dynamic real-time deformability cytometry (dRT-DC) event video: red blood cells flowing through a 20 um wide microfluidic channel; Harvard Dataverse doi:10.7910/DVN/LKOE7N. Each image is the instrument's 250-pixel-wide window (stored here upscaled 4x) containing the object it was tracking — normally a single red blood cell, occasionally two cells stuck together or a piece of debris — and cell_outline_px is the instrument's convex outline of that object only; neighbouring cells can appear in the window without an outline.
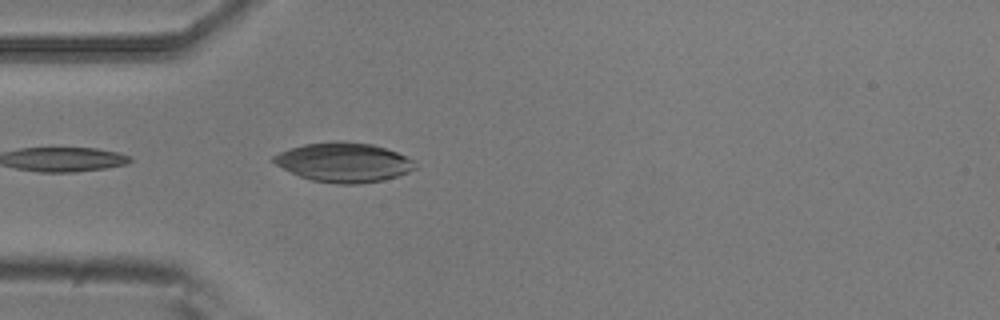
{"species": "common noctule bat (a hibernating species)", "species_latin": "Nyctalus noctula", "temperature_condition": "room temperature", "stored_images_in_passage": 5, "camera_frame_rate_fps": 3000, "um_per_image_px": 0.085, "animal": {"sex": "male", "body_mass_g": 20.5, "forearm_length_mm": 52.5}, "frame": {"image": 1, "passage_image": 5, "time_ms": 1.333, "image_size_px": [1000, 320], "cell_outline_px": [[416, 168], [408, 172], [384, 180], [360, 184], [336, 184], [312, 180], [300, 176], [268, 160], [272, 156], [280, 152], [304, 144], [332, 140], [344, 140], [372, 144], [396, 152], [412, 160], [416, 164]], "centroid_in_image_um": [29.2, 13.79], "position_along_channel_um": 55.8, "area_um2": 32.54}}